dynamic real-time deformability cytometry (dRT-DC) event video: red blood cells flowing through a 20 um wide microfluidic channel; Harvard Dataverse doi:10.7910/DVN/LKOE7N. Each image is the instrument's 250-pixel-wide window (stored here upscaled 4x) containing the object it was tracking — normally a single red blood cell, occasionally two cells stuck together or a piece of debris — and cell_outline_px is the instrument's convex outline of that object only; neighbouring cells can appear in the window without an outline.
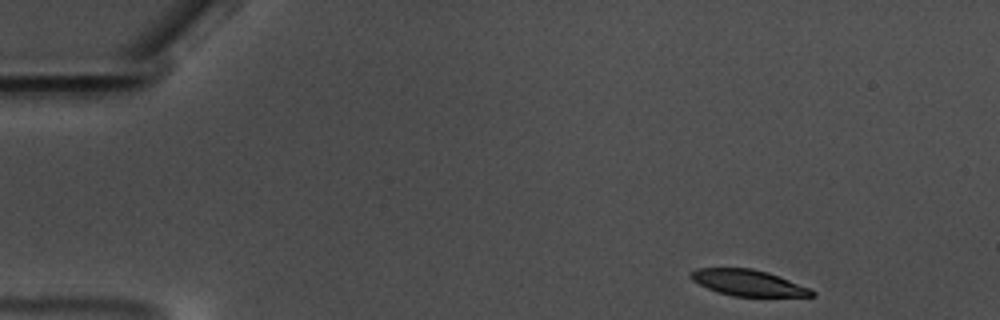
{"species": "common noctule bat (a hibernating species)", "species_latin": "Nyctalus noctula", "temperature_condition": "warm", "stored_images_in_passage": 52, "camera_frame_rate_fps": 3000, "um_per_image_px": 0.085, "animal": {"sex": "male", "body_mass_g": 17.5, "forearm_length_mm": 52.3}, "frame": {"image": 1, "passage_image": 1, "time_ms": 0.0, "image_size_px": [1000, 320], "cell_outline_px": [[816, 296], [732, 296], [708, 288], [692, 280], [688, 276], [688, 272], [696, 268], [752, 268], [768, 272], [812, 288], [816, 292]], "centroid_in_image_um": [63.61, 24.03], "position_along_channel_um": 21.4, "area_um2": 18.5}}
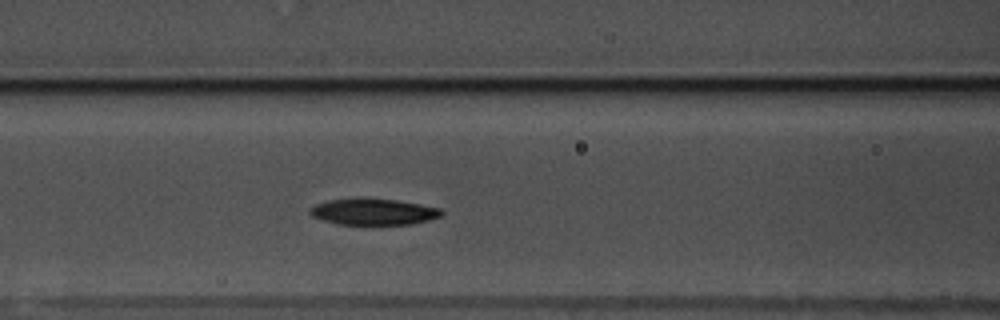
{"frame": {"image": 2, "passage_image": 19, "time_ms": 6.0, "image_size_px": [1000, 320], "cell_outline_px": [[444, 212], [440, 216], [428, 220], [412, 224], [380, 228], [372, 228], [340, 224], [324, 220], [312, 216], [308, 212], [308, 208], [316, 204], [328, 200], [396, 200], [420, 204], [440, 208]], "centroid_in_image_um": [31.77, 18.08], "position_along_channel_um": 134.8, "area_um2": 20.63}}
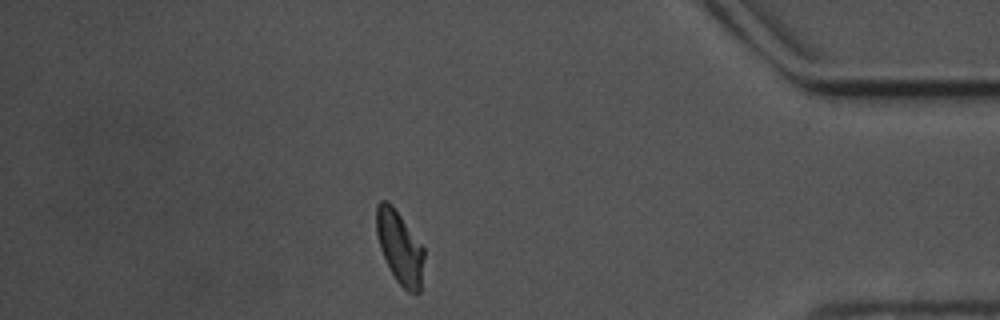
{"frame": {"image": 3, "passage_image": 45, "time_ms": 14.667, "image_size_px": [1000, 320], "cell_outline_px": [[424, 256], [420, 292], [416, 296], [408, 292], [396, 280], [380, 248], [376, 232], [376, 204], [380, 200], [388, 200], [392, 204], [424, 248]], "centroid_in_image_um": [33.98, 21.02], "position_along_channel_um": 401.2, "area_um2": 20.17}, "authors_computed_cell_mechanics": {"area_um2": 20.4612, "velocity_mm_per_s": 3.4935, "shape_relaxation_time_tau1_ms": 3.3588, "shape_relaxation_time_tau2_ms": 7.4782, "deformation_change_tau1": 0.1357, "deformation_change_tau2": 0.1064}}